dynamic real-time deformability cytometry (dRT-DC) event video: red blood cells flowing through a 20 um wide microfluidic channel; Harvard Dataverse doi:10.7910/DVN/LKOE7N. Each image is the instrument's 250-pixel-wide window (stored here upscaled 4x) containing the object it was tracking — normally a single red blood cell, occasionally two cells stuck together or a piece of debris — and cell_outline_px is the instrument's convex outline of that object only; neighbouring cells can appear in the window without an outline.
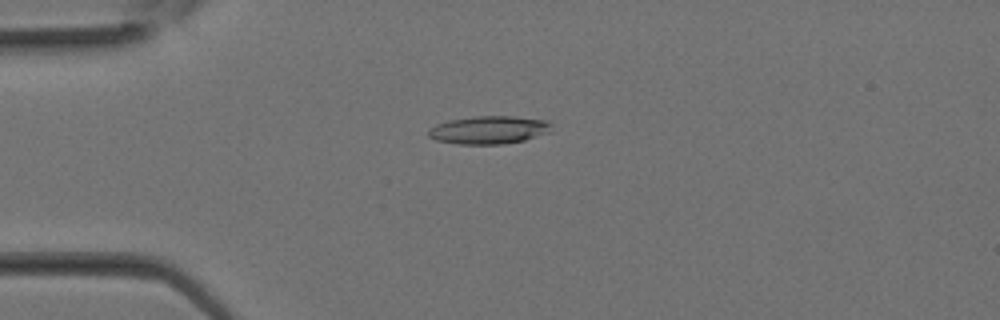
{"species": "Egyptian fruit bat (a non-hibernating species)", "species_latin": "Rousettus aegyptiacus", "temperature_condition": "room temperature", "stored_images_in_passage": 19, "camera_frame_rate_fps": 3000, "um_per_image_px": 0.085, "animal": {"sex": "female"}, "frame": {"image": 1, "passage_image": 8, "time_ms": 2.333, "image_size_px": [1000, 320], "cell_outline_px": [[552, 132], [524, 140], [504, 144], [460, 144], [436, 140], [428, 136], [428, 128], [436, 124], [448, 120], [476, 116], [516, 116], [548, 120], [552, 124]], "centroid_in_image_um": [41.59, 11.03], "position_along_channel_um": 43.4, "area_um2": 20.35}}
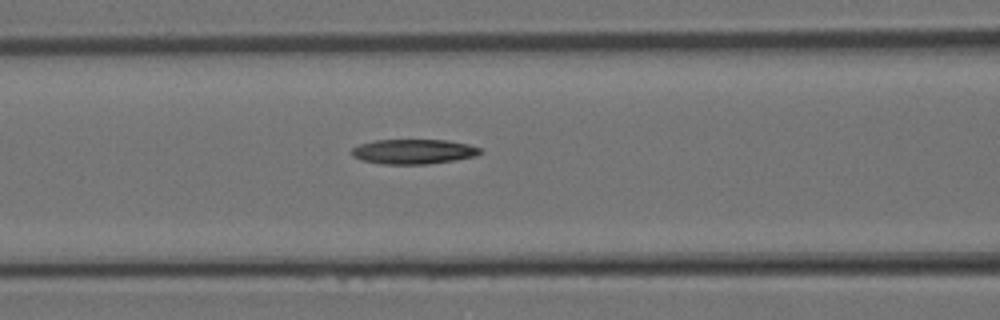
{"frame": {"image": 2, "passage_image": 13, "time_ms": 4.0, "image_size_px": [1000, 320], "cell_outline_px": [[480, 152], [476, 156], [428, 164], [384, 164], [360, 160], [352, 156], [348, 152], [352, 148], [360, 144], [376, 140], [448, 140], [468, 144], [480, 148]], "centroid_in_image_um": [35.09, 12.88], "position_along_channel_um": 131.5, "area_um2": 18.55}}
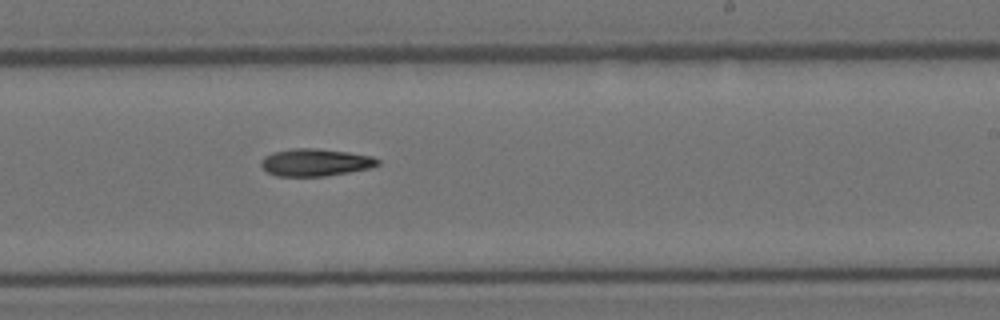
{"frame": {"image": 3, "passage_image": 19, "time_ms": 6.0, "image_size_px": [1000, 320], "cell_outline_px": [[380, 164], [372, 168], [324, 176], [276, 176], [268, 172], [260, 164], [264, 156], [272, 152], [292, 148], [316, 148], [348, 152], [372, 156], [380, 160]], "centroid_in_image_um": [26.82, 13.8], "position_along_channel_um": 262.2, "area_um2": 18.67}}